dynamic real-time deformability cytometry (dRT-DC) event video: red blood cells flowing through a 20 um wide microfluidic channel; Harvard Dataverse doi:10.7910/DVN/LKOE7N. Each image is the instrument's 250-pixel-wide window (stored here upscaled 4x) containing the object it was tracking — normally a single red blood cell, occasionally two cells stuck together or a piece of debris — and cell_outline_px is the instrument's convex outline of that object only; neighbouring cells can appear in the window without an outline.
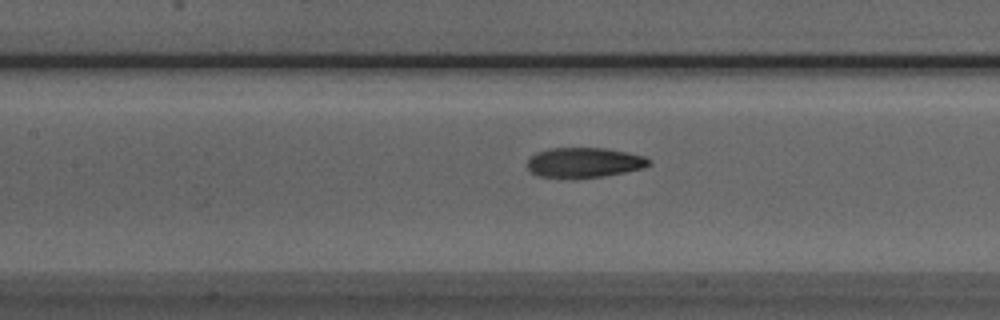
{"species": "Egyptian fruit bat (a non-hibernating species)", "species_latin": "Rousettus aegyptiacus", "temperature_condition": "room temperature", "stored_images_in_passage": 38, "camera_frame_rate_fps": 3000, "um_per_image_px": 0.085, "animal": {"sex": "male"}, "frame": {"image": 1, "passage_image": 9, "time_ms": 2.667, "image_size_px": [1000, 320], "cell_outline_px": [[652, 164], [644, 168], [624, 172], [600, 176], [540, 176], [532, 172], [528, 168], [528, 160], [536, 152], [552, 148], [604, 148], [628, 152], [644, 156], [652, 160]], "centroid_in_image_um": [49.73, 13.78], "position_along_channel_um": 157.7, "area_um2": 20.69}}
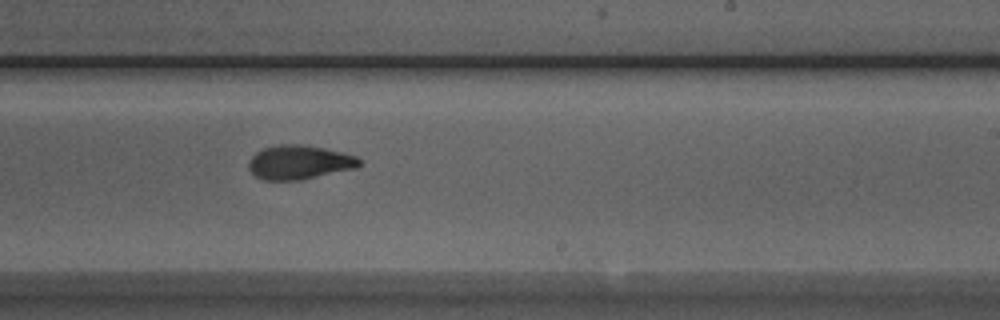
{"frame": {"image": 2, "passage_image": 17, "time_ms": 5.333, "image_size_px": [1000, 320], "cell_outline_px": [[360, 164], [356, 168], [300, 180], [264, 180], [256, 176], [248, 168], [248, 160], [256, 152], [264, 148], [276, 144], [300, 144], [324, 148], [344, 152], [356, 156], [360, 160]], "centroid_in_image_um": [25.42, 13.79], "position_along_channel_um": 263.6, "area_um2": 22.02}}
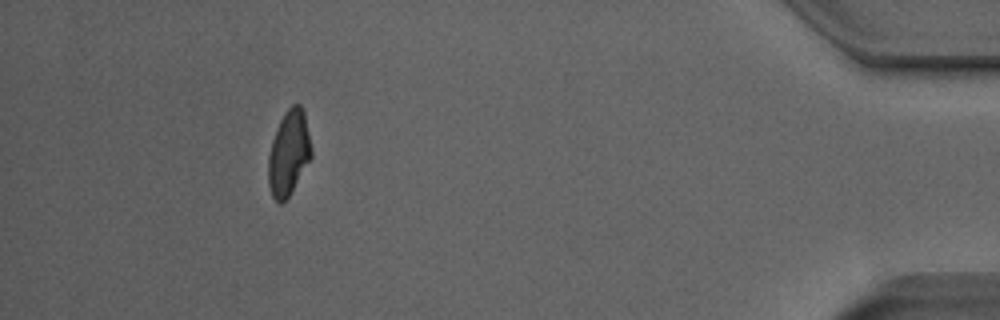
{"frame": {"image": 3, "passage_image": 33, "time_ms": 10.667, "image_size_px": [1000, 320], "cell_outline_px": [[312, 156], [292, 192], [280, 204], [272, 196], [268, 184], [268, 156], [272, 140], [276, 128], [284, 112], [292, 104], [300, 104], [304, 112], [312, 152]], "centroid_in_image_um": [24.53, 13.0], "position_along_channel_um": 410.7, "area_um2": 21.27}, "authors_computed_cell_mechanics": {"area_um2": 21.8773, "velocity_mm_per_s": 3.9809, "shape_relaxation_time_tau1_ms": 4.6623, "shape_relaxation_time_tau2_ms": 1.7384, "deformation_change_tau1": 0.1778, "deformation_change_tau2": 0.0779}}